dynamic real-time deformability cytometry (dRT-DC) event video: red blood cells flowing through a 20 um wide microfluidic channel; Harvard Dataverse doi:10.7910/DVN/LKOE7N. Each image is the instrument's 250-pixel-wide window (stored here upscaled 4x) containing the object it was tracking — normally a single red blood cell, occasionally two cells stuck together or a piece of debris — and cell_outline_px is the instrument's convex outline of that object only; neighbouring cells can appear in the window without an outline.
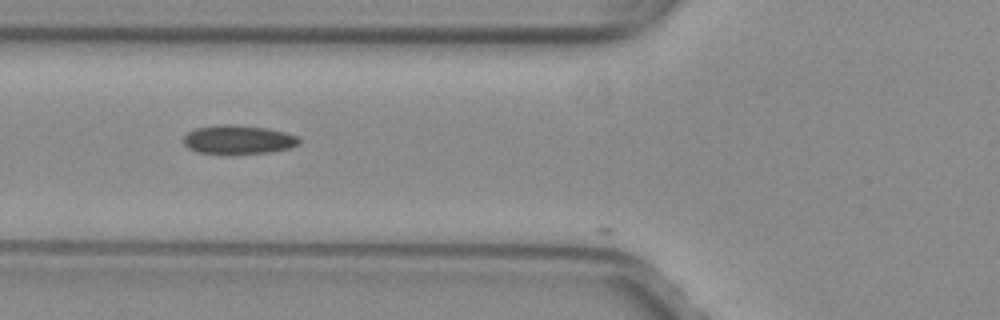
{"species": "common noctule bat (a hibernating species)", "species_latin": "Nyctalus noctula", "temperature_condition": "warm", "stored_images_in_passage": 7, "camera_frame_rate_fps": 3000, "um_per_image_px": 0.085, "animal": {"sex": "female", "body_mass_g": 29.2, "forearm_length_mm": 56.3}, "frame": {"image": 1, "passage_image": 4, "time_ms": 1.0, "image_size_px": [1000, 320], "cell_outline_px": [[300, 144], [288, 148], [272, 152], [228, 156], [224, 156], [196, 152], [188, 148], [184, 144], [184, 136], [188, 132], [196, 128], [220, 124], [232, 124], [268, 128], [300, 136]], "centroid_in_image_um": [20.25, 11.9], "position_along_channel_um": 105.6, "area_um2": 20.23}}